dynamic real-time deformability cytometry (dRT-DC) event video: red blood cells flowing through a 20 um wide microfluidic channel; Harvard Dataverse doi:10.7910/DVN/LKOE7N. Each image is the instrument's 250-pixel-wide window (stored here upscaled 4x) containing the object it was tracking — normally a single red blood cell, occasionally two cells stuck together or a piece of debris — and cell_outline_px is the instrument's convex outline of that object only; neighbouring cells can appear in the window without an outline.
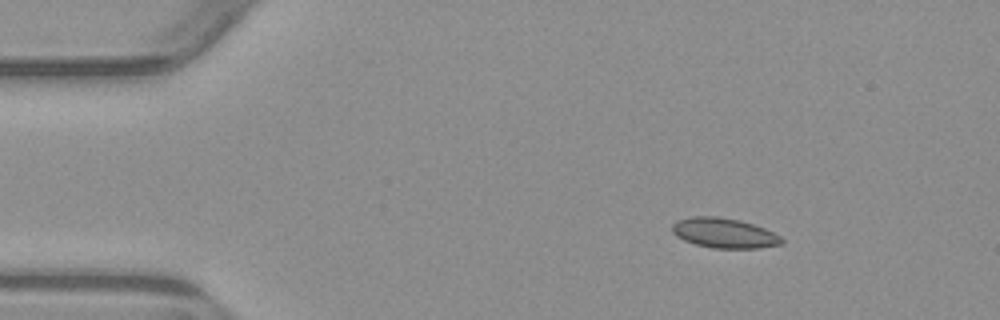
{"species": "common noctule bat (a hibernating species)", "species_latin": "Nyctalus noctula", "temperature_condition": "warm", "stored_images_in_passage": 3, "camera_frame_rate_fps": 3000, "um_per_image_px": 0.085, "animal": {"sex": "male", "body_mass_g": 23.1, "forearm_length_mm": 52.7}, "frame": {"image": 1, "passage_image": 1, "time_ms": 0.0, "image_size_px": [1000, 320], "cell_outline_px": [[784, 244], [760, 248], [712, 248], [696, 244], [684, 240], [676, 236], [672, 232], [672, 224], [676, 220], [688, 216], [716, 216], [740, 220], [764, 228], [780, 236], [784, 240]], "centroid_in_image_um": [61.54, 19.8], "position_along_channel_um": 23.5, "area_um2": 19.25}}